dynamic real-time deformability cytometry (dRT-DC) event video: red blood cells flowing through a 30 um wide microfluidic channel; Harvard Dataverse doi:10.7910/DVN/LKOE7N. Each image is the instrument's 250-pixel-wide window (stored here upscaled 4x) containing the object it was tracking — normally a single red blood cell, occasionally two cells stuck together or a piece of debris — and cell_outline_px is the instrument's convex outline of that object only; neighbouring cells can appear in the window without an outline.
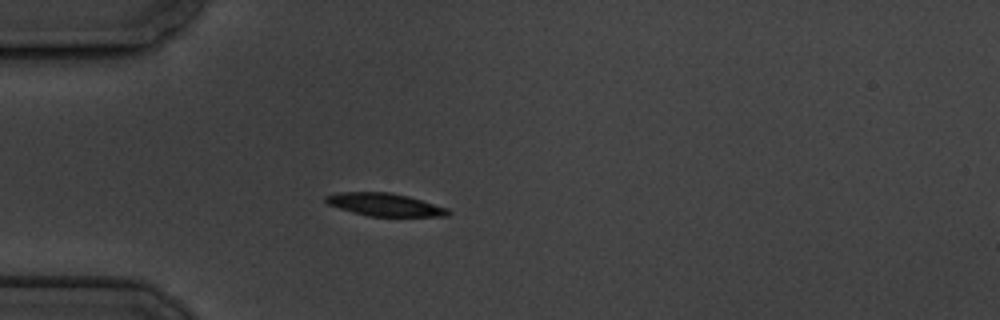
{"species": "common noctule bat (a hibernating species)", "species_latin": "Nyctalus noctula", "temperature_condition": "cold", "stored_images_in_passage": 5, "camera_frame_rate_fps": 3000, "um_per_image_px": 0.085, "animal": {"sex": "male", "body_mass_g": 19.5, "forearm_length_mm": 54.6}, "frame": {"image": 1, "passage_image": 5, "time_ms": 5.333, "image_size_px": [1000, 320], "cell_outline_px": [[452, 212], [448, 216], [368, 216], [352, 212], [328, 204], [324, 200], [324, 196], [336, 192], [392, 192], [408, 196], [448, 208]], "centroid_in_image_um": [32.7, 17.39], "position_along_channel_um": 52.3, "area_um2": 16.3}}